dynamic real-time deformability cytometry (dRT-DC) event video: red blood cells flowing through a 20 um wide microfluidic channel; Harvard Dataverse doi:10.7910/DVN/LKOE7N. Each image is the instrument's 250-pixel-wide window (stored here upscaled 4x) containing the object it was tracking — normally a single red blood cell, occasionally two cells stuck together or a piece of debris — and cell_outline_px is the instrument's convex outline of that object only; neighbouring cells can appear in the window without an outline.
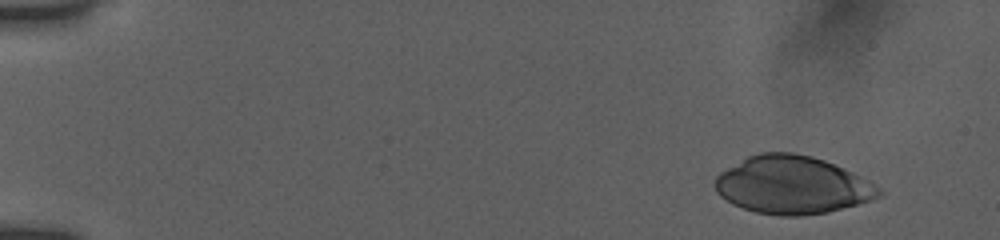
{"species": "human", "species_latin": "Homo sapiens", "temperature_condition": "room temperature", "stored_images_in_passage": 49, "camera_frame_rate_fps": 3000, "um_per_image_px": 0.085, "donor": {"sex": "female"}, "frame": {"image": 1, "passage_image": 1, "time_ms": 0.0, "image_size_px": [1000, 240], "cell_outline_px": [[884, 192], [880, 196], [856, 204], [828, 212], [800, 216], [780, 216], [756, 212], [732, 204], [720, 196], [716, 192], [712, 184], [716, 176], [720, 172], [748, 156], [760, 152], [792, 152], [812, 156], [824, 160], [844, 168], [868, 180], [880, 188]], "centroid_in_image_um": [67.3, 15.72], "position_along_channel_um": 17.7, "area_um2": 55.26}}